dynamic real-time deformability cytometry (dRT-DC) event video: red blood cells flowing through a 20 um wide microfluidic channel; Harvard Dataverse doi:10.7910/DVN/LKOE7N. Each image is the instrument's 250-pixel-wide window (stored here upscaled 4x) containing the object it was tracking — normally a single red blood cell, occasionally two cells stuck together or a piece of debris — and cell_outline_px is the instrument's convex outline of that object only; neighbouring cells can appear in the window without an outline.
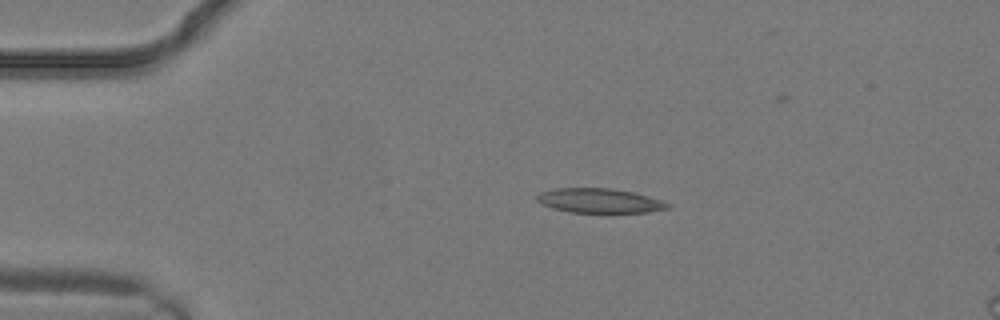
{"species": "common noctule bat (a hibernating species)", "species_latin": "Nyctalus noctula", "temperature_condition": "warm", "stored_images_in_passage": 3, "camera_frame_rate_fps": 3000, "um_per_image_px": 0.085, "animal": {"sex": "male", "body_mass_g": 19.2, "forearm_length_mm": 51.8}, "frame": {"image": 1, "passage_image": 1, "time_ms": 0.0, "image_size_px": [1000, 320], "cell_outline_px": [[672, 204], [668, 208], [648, 212], [572, 212], [552, 208], [536, 200], [536, 196], [540, 192], [556, 188], [612, 188], [636, 192]], "centroid_in_image_um": [50.97, 17.04], "position_along_channel_um": 34.0, "area_um2": 18.55}}